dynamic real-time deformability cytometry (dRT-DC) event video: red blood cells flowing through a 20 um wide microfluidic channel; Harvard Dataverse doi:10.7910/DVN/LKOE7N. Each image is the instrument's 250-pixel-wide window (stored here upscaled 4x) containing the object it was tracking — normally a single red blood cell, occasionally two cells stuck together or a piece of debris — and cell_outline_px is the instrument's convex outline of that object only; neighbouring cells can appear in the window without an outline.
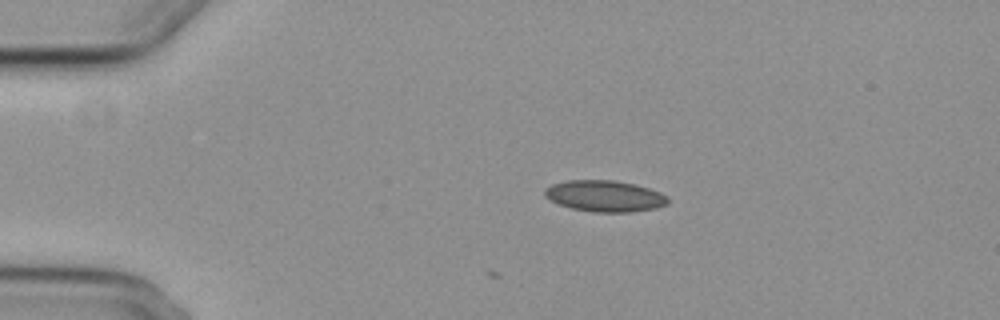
{"species": "common noctule bat (a hibernating species)", "species_latin": "Nyctalus noctula", "temperature_condition": "cold", "stored_images_in_passage": 3, "camera_frame_rate_fps": 3000, "um_per_image_px": 0.085, "animal": {"sex": "female", "body_mass_g": 29.2, "forearm_length_mm": 56.3}, "frame": {"image": 1, "passage_image": 1, "time_ms": 0.0, "image_size_px": [1000, 320], "cell_outline_px": [[668, 204], [656, 208], [632, 212], [592, 212], [572, 208], [560, 204], [544, 196], [544, 188], [552, 184], [568, 180], [616, 180], [636, 184], [660, 192], [668, 196]], "centroid_in_image_um": [51.43, 16.66], "position_along_channel_um": 33.6, "area_um2": 22.54}}
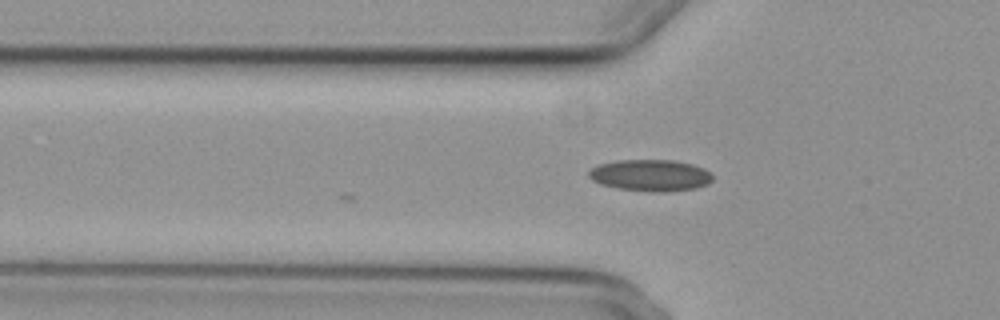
{"frame": {"image": 2, "passage_image": 3, "time_ms": 2.333, "image_size_px": [1000, 320], "cell_outline_px": [[712, 180], [708, 184], [696, 188], [672, 192], [648, 192], [616, 188], [600, 184], [592, 180], [588, 176], [588, 172], [592, 168], [600, 164], [620, 160], [672, 160], [692, 164], [704, 168], [712, 176]], "centroid_in_image_um": [55.29, 14.92], "position_along_channel_um": 70.5, "area_um2": 22.95}}